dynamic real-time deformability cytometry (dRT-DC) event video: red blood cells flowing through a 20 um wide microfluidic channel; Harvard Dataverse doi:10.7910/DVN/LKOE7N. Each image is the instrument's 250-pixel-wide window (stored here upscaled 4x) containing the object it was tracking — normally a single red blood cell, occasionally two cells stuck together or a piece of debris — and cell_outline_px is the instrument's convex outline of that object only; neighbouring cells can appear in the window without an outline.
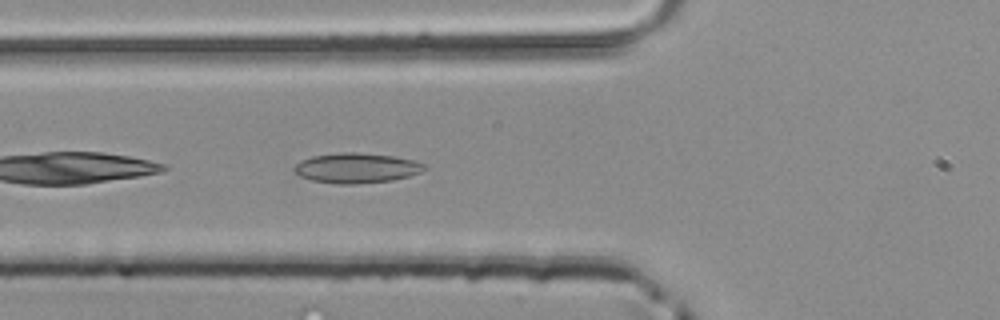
{"species": "common noctule bat (a hibernating species)", "species_latin": "Nyctalus noctula", "temperature_condition": "room temperature", "stored_images_in_passage": 34, "camera_frame_rate_fps": 3000, "um_per_image_px": 0.085, "animal": {"sex": "male", "body_mass_g": 20.4}, "frame": {"image": 1, "passage_image": 3, "time_ms": 0.667, "image_size_px": [1000, 320], "cell_outline_px": [[428, 168], [420, 172], [408, 176], [392, 180], [356, 184], [340, 184], [312, 180], [300, 176], [292, 168], [300, 160], [312, 156], [344, 152], [356, 152], [392, 156], [412, 160], [428, 164]], "centroid_in_image_um": [30.31, 14.28], "position_along_channel_um": 95.5, "area_um2": 22.72}}
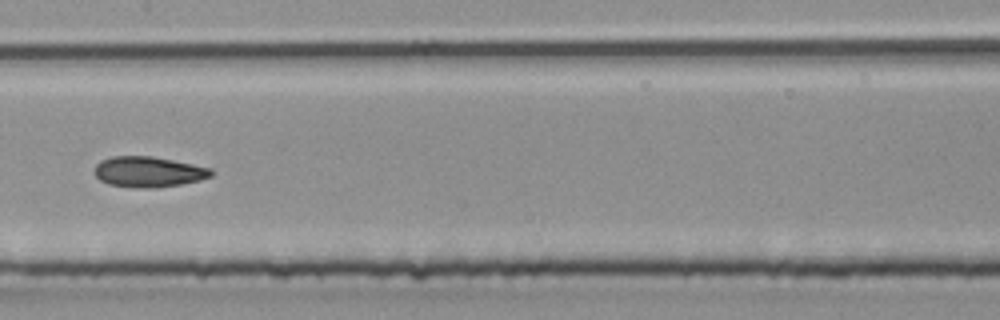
{"frame": {"image": 2, "passage_image": 10, "time_ms": 3.0, "image_size_px": [1000, 320], "cell_outline_px": [[212, 176], [200, 180], [180, 184], [156, 188], [144, 188], [108, 184], [100, 180], [92, 172], [96, 164], [100, 160], [112, 156], [152, 156], [212, 168]], "centroid_in_image_um": [12.59, 14.6], "position_along_channel_um": 194.8, "area_um2": 20.81}}
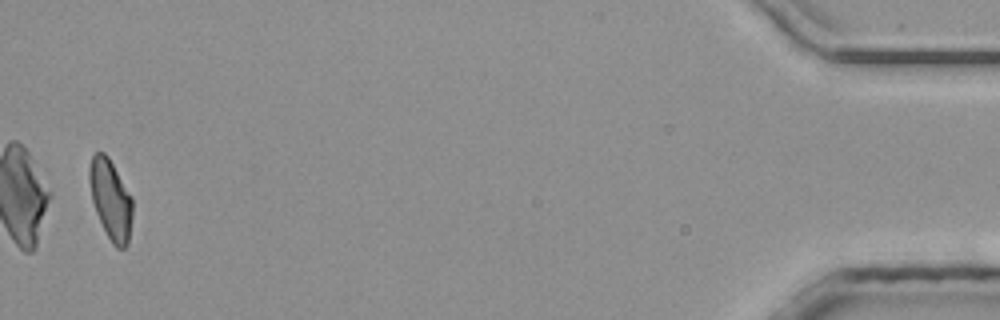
{"frame": {"image": 3, "passage_image": 33, "time_ms": 10.667, "image_size_px": [1000, 320], "cell_outline_px": [[132, 216], [128, 244], [124, 248], [116, 248], [112, 244], [96, 212], [92, 200], [88, 176], [88, 172], [92, 156], [96, 152], [104, 152], [108, 156], [132, 196]], "centroid_in_image_um": [9.41, 16.95], "position_along_channel_um": 425.8, "area_um2": 20.0}}